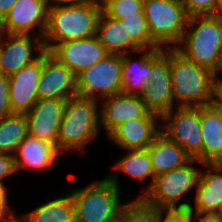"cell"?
<instances>
[{
  "instance_id": "cell-36",
  "label": "cell",
  "mask_w": 222,
  "mask_h": 222,
  "mask_svg": "<svg viewBox=\"0 0 222 222\" xmlns=\"http://www.w3.org/2000/svg\"><path fill=\"white\" fill-rule=\"evenodd\" d=\"M213 104L219 108H222V79L218 75H215L214 78Z\"/></svg>"
},
{
  "instance_id": "cell-44",
  "label": "cell",
  "mask_w": 222,
  "mask_h": 222,
  "mask_svg": "<svg viewBox=\"0 0 222 222\" xmlns=\"http://www.w3.org/2000/svg\"><path fill=\"white\" fill-rule=\"evenodd\" d=\"M220 14H222V0H220Z\"/></svg>"
},
{
  "instance_id": "cell-24",
  "label": "cell",
  "mask_w": 222,
  "mask_h": 222,
  "mask_svg": "<svg viewBox=\"0 0 222 222\" xmlns=\"http://www.w3.org/2000/svg\"><path fill=\"white\" fill-rule=\"evenodd\" d=\"M156 49H141L140 51L122 55V93L138 95L149 83L150 55ZM138 59H132L134 53H139Z\"/></svg>"
},
{
  "instance_id": "cell-38",
  "label": "cell",
  "mask_w": 222,
  "mask_h": 222,
  "mask_svg": "<svg viewBox=\"0 0 222 222\" xmlns=\"http://www.w3.org/2000/svg\"><path fill=\"white\" fill-rule=\"evenodd\" d=\"M16 1L17 0H0V21L5 17Z\"/></svg>"
},
{
  "instance_id": "cell-34",
  "label": "cell",
  "mask_w": 222,
  "mask_h": 222,
  "mask_svg": "<svg viewBox=\"0 0 222 222\" xmlns=\"http://www.w3.org/2000/svg\"><path fill=\"white\" fill-rule=\"evenodd\" d=\"M17 172L15 157L10 153L0 152V180Z\"/></svg>"
},
{
  "instance_id": "cell-23",
  "label": "cell",
  "mask_w": 222,
  "mask_h": 222,
  "mask_svg": "<svg viewBox=\"0 0 222 222\" xmlns=\"http://www.w3.org/2000/svg\"><path fill=\"white\" fill-rule=\"evenodd\" d=\"M148 153L155 176L185 166L192 160L180 145L162 133L150 144Z\"/></svg>"
},
{
  "instance_id": "cell-33",
  "label": "cell",
  "mask_w": 222,
  "mask_h": 222,
  "mask_svg": "<svg viewBox=\"0 0 222 222\" xmlns=\"http://www.w3.org/2000/svg\"><path fill=\"white\" fill-rule=\"evenodd\" d=\"M9 76L0 74V118L12 114L9 97Z\"/></svg>"
},
{
  "instance_id": "cell-41",
  "label": "cell",
  "mask_w": 222,
  "mask_h": 222,
  "mask_svg": "<svg viewBox=\"0 0 222 222\" xmlns=\"http://www.w3.org/2000/svg\"><path fill=\"white\" fill-rule=\"evenodd\" d=\"M2 66H1V32H0V74H2Z\"/></svg>"
},
{
  "instance_id": "cell-17",
  "label": "cell",
  "mask_w": 222,
  "mask_h": 222,
  "mask_svg": "<svg viewBox=\"0 0 222 222\" xmlns=\"http://www.w3.org/2000/svg\"><path fill=\"white\" fill-rule=\"evenodd\" d=\"M191 214L217 217L222 206V163H203ZM195 211V212H194Z\"/></svg>"
},
{
  "instance_id": "cell-20",
  "label": "cell",
  "mask_w": 222,
  "mask_h": 222,
  "mask_svg": "<svg viewBox=\"0 0 222 222\" xmlns=\"http://www.w3.org/2000/svg\"><path fill=\"white\" fill-rule=\"evenodd\" d=\"M59 156L55 145L31 135L23 140L14 154L17 171L49 169Z\"/></svg>"
},
{
  "instance_id": "cell-43",
  "label": "cell",
  "mask_w": 222,
  "mask_h": 222,
  "mask_svg": "<svg viewBox=\"0 0 222 222\" xmlns=\"http://www.w3.org/2000/svg\"><path fill=\"white\" fill-rule=\"evenodd\" d=\"M217 218H218V220H219L220 222H222V206H221V209H220V211H219V213H218Z\"/></svg>"
},
{
  "instance_id": "cell-9",
  "label": "cell",
  "mask_w": 222,
  "mask_h": 222,
  "mask_svg": "<svg viewBox=\"0 0 222 222\" xmlns=\"http://www.w3.org/2000/svg\"><path fill=\"white\" fill-rule=\"evenodd\" d=\"M122 55L108 53L76 75L77 96L99 100L122 93Z\"/></svg>"
},
{
  "instance_id": "cell-16",
  "label": "cell",
  "mask_w": 222,
  "mask_h": 222,
  "mask_svg": "<svg viewBox=\"0 0 222 222\" xmlns=\"http://www.w3.org/2000/svg\"><path fill=\"white\" fill-rule=\"evenodd\" d=\"M66 101L64 99H38L26 113L29 135L57 147L59 126L63 119Z\"/></svg>"
},
{
  "instance_id": "cell-15",
  "label": "cell",
  "mask_w": 222,
  "mask_h": 222,
  "mask_svg": "<svg viewBox=\"0 0 222 222\" xmlns=\"http://www.w3.org/2000/svg\"><path fill=\"white\" fill-rule=\"evenodd\" d=\"M49 53L76 75L108 54L97 35L56 44Z\"/></svg>"
},
{
  "instance_id": "cell-11",
  "label": "cell",
  "mask_w": 222,
  "mask_h": 222,
  "mask_svg": "<svg viewBox=\"0 0 222 222\" xmlns=\"http://www.w3.org/2000/svg\"><path fill=\"white\" fill-rule=\"evenodd\" d=\"M47 0H17L0 21V32L29 34L42 37L45 34L48 18ZM37 28L36 33L33 30ZM33 31V32H32Z\"/></svg>"
},
{
  "instance_id": "cell-26",
  "label": "cell",
  "mask_w": 222,
  "mask_h": 222,
  "mask_svg": "<svg viewBox=\"0 0 222 222\" xmlns=\"http://www.w3.org/2000/svg\"><path fill=\"white\" fill-rule=\"evenodd\" d=\"M126 151L127 153L124 157H121L114 164L113 170L116 172L120 171L141 183L151 179L147 188L143 189L144 192L138 196L141 197L152 186L155 177L148 148L129 149Z\"/></svg>"
},
{
  "instance_id": "cell-40",
  "label": "cell",
  "mask_w": 222,
  "mask_h": 222,
  "mask_svg": "<svg viewBox=\"0 0 222 222\" xmlns=\"http://www.w3.org/2000/svg\"><path fill=\"white\" fill-rule=\"evenodd\" d=\"M191 222H220L217 217L191 215Z\"/></svg>"
},
{
  "instance_id": "cell-39",
  "label": "cell",
  "mask_w": 222,
  "mask_h": 222,
  "mask_svg": "<svg viewBox=\"0 0 222 222\" xmlns=\"http://www.w3.org/2000/svg\"><path fill=\"white\" fill-rule=\"evenodd\" d=\"M4 180H0V201L3 202L10 210L12 209L9 205L8 199V190L7 187L4 186Z\"/></svg>"
},
{
  "instance_id": "cell-5",
  "label": "cell",
  "mask_w": 222,
  "mask_h": 222,
  "mask_svg": "<svg viewBox=\"0 0 222 222\" xmlns=\"http://www.w3.org/2000/svg\"><path fill=\"white\" fill-rule=\"evenodd\" d=\"M99 101L74 96L66 101L63 119L59 126L57 150H83L100 134Z\"/></svg>"
},
{
  "instance_id": "cell-7",
  "label": "cell",
  "mask_w": 222,
  "mask_h": 222,
  "mask_svg": "<svg viewBox=\"0 0 222 222\" xmlns=\"http://www.w3.org/2000/svg\"><path fill=\"white\" fill-rule=\"evenodd\" d=\"M143 14L152 40L160 48L179 44L189 19L182 0H144Z\"/></svg>"
},
{
  "instance_id": "cell-2",
  "label": "cell",
  "mask_w": 222,
  "mask_h": 222,
  "mask_svg": "<svg viewBox=\"0 0 222 222\" xmlns=\"http://www.w3.org/2000/svg\"><path fill=\"white\" fill-rule=\"evenodd\" d=\"M175 49L215 74L222 56V14L189 17L185 33Z\"/></svg>"
},
{
  "instance_id": "cell-31",
  "label": "cell",
  "mask_w": 222,
  "mask_h": 222,
  "mask_svg": "<svg viewBox=\"0 0 222 222\" xmlns=\"http://www.w3.org/2000/svg\"><path fill=\"white\" fill-rule=\"evenodd\" d=\"M182 3L189 17L220 15V0H182Z\"/></svg>"
},
{
  "instance_id": "cell-19",
  "label": "cell",
  "mask_w": 222,
  "mask_h": 222,
  "mask_svg": "<svg viewBox=\"0 0 222 222\" xmlns=\"http://www.w3.org/2000/svg\"><path fill=\"white\" fill-rule=\"evenodd\" d=\"M159 121L161 118L131 119L117 126L108 138L124 150L148 148L161 133Z\"/></svg>"
},
{
  "instance_id": "cell-32",
  "label": "cell",
  "mask_w": 222,
  "mask_h": 222,
  "mask_svg": "<svg viewBox=\"0 0 222 222\" xmlns=\"http://www.w3.org/2000/svg\"><path fill=\"white\" fill-rule=\"evenodd\" d=\"M188 209H159L158 222H191Z\"/></svg>"
},
{
  "instance_id": "cell-6",
  "label": "cell",
  "mask_w": 222,
  "mask_h": 222,
  "mask_svg": "<svg viewBox=\"0 0 222 222\" xmlns=\"http://www.w3.org/2000/svg\"><path fill=\"white\" fill-rule=\"evenodd\" d=\"M195 163L203 165L202 162L192 159L185 166L156 175L152 186L141 198L158 209H189L190 203L178 202L191 189L197 188L202 170H199Z\"/></svg>"
},
{
  "instance_id": "cell-22",
  "label": "cell",
  "mask_w": 222,
  "mask_h": 222,
  "mask_svg": "<svg viewBox=\"0 0 222 222\" xmlns=\"http://www.w3.org/2000/svg\"><path fill=\"white\" fill-rule=\"evenodd\" d=\"M96 35L110 54L123 55L142 49L131 35H128L125 25L120 20L109 17L103 11L99 17Z\"/></svg>"
},
{
  "instance_id": "cell-8",
  "label": "cell",
  "mask_w": 222,
  "mask_h": 222,
  "mask_svg": "<svg viewBox=\"0 0 222 222\" xmlns=\"http://www.w3.org/2000/svg\"><path fill=\"white\" fill-rule=\"evenodd\" d=\"M161 120V133L180 145L192 159L203 163L201 106H176L170 111H166L161 116Z\"/></svg>"
},
{
  "instance_id": "cell-29",
  "label": "cell",
  "mask_w": 222,
  "mask_h": 222,
  "mask_svg": "<svg viewBox=\"0 0 222 222\" xmlns=\"http://www.w3.org/2000/svg\"><path fill=\"white\" fill-rule=\"evenodd\" d=\"M127 29L128 35L142 49H158L160 48L153 40L148 28L147 20L143 13L134 14L131 16L119 19Z\"/></svg>"
},
{
  "instance_id": "cell-27",
  "label": "cell",
  "mask_w": 222,
  "mask_h": 222,
  "mask_svg": "<svg viewBox=\"0 0 222 222\" xmlns=\"http://www.w3.org/2000/svg\"><path fill=\"white\" fill-rule=\"evenodd\" d=\"M28 135L26 114L12 113L0 118V152L14 155Z\"/></svg>"
},
{
  "instance_id": "cell-35",
  "label": "cell",
  "mask_w": 222,
  "mask_h": 222,
  "mask_svg": "<svg viewBox=\"0 0 222 222\" xmlns=\"http://www.w3.org/2000/svg\"><path fill=\"white\" fill-rule=\"evenodd\" d=\"M97 0H47L48 6H70L92 4Z\"/></svg>"
},
{
  "instance_id": "cell-18",
  "label": "cell",
  "mask_w": 222,
  "mask_h": 222,
  "mask_svg": "<svg viewBox=\"0 0 222 222\" xmlns=\"http://www.w3.org/2000/svg\"><path fill=\"white\" fill-rule=\"evenodd\" d=\"M43 67V54L34 63L9 76V97L13 113L26 114L38 101V81Z\"/></svg>"
},
{
  "instance_id": "cell-12",
  "label": "cell",
  "mask_w": 222,
  "mask_h": 222,
  "mask_svg": "<svg viewBox=\"0 0 222 222\" xmlns=\"http://www.w3.org/2000/svg\"><path fill=\"white\" fill-rule=\"evenodd\" d=\"M44 52L42 37L1 32V66L5 75L10 76L34 63Z\"/></svg>"
},
{
  "instance_id": "cell-4",
  "label": "cell",
  "mask_w": 222,
  "mask_h": 222,
  "mask_svg": "<svg viewBox=\"0 0 222 222\" xmlns=\"http://www.w3.org/2000/svg\"><path fill=\"white\" fill-rule=\"evenodd\" d=\"M215 74L171 48V81L174 108L213 104ZM177 104V105H176Z\"/></svg>"
},
{
  "instance_id": "cell-28",
  "label": "cell",
  "mask_w": 222,
  "mask_h": 222,
  "mask_svg": "<svg viewBox=\"0 0 222 222\" xmlns=\"http://www.w3.org/2000/svg\"><path fill=\"white\" fill-rule=\"evenodd\" d=\"M159 209L141 197L124 203L116 222H158Z\"/></svg>"
},
{
  "instance_id": "cell-10",
  "label": "cell",
  "mask_w": 222,
  "mask_h": 222,
  "mask_svg": "<svg viewBox=\"0 0 222 222\" xmlns=\"http://www.w3.org/2000/svg\"><path fill=\"white\" fill-rule=\"evenodd\" d=\"M149 83L139 94L153 113L162 116L174 108L171 81V48H158L150 55Z\"/></svg>"
},
{
  "instance_id": "cell-21",
  "label": "cell",
  "mask_w": 222,
  "mask_h": 222,
  "mask_svg": "<svg viewBox=\"0 0 222 222\" xmlns=\"http://www.w3.org/2000/svg\"><path fill=\"white\" fill-rule=\"evenodd\" d=\"M203 163H222V108L201 106Z\"/></svg>"
},
{
  "instance_id": "cell-42",
  "label": "cell",
  "mask_w": 222,
  "mask_h": 222,
  "mask_svg": "<svg viewBox=\"0 0 222 222\" xmlns=\"http://www.w3.org/2000/svg\"><path fill=\"white\" fill-rule=\"evenodd\" d=\"M220 71H222V56H221V61H220L219 68H218L217 72L215 73V75H218V74L220 75V73H218Z\"/></svg>"
},
{
  "instance_id": "cell-14",
  "label": "cell",
  "mask_w": 222,
  "mask_h": 222,
  "mask_svg": "<svg viewBox=\"0 0 222 222\" xmlns=\"http://www.w3.org/2000/svg\"><path fill=\"white\" fill-rule=\"evenodd\" d=\"M37 91L38 99L67 100L77 96L76 74L46 51Z\"/></svg>"
},
{
  "instance_id": "cell-37",
  "label": "cell",
  "mask_w": 222,
  "mask_h": 222,
  "mask_svg": "<svg viewBox=\"0 0 222 222\" xmlns=\"http://www.w3.org/2000/svg\"><path fill=\"white\" fill-rule=\"evenodd\" d=\"M17 216L0 201V222H16Z\"/></svg>"
},
{
  "instance_id": "cell-13",
  "label": "cell",
  "mask_w": 222,
  "mask_h": 222,
  "mask_svg": "<svg viewBox=\"0 0 222 222\" xmlns=\"http://www.w3.org/2000/svg\"><path fill=\"white\" fill-rule=\"evenodd\" d=\"M104 101V102H103ZM99 106L100 129L107 136L126 121L141 118H161L151 112L138 95L116 94L102 99Z\"/></svg>"
},
{
  "instance_id": "cell-3",
  "label": "cell",
  "mask_w": 222,
  "mask_h": 222,
  "mask_svg": "<svg viewBox=\"0 0 222 222\" xmlns=\"http://www.w3.org/2000/svg\"><path fill=\"white\" fill-rule=\"evenodd\" d=\"M116 172L83 188L68 189L73 198L75 222H116L122 206Z\"/></svg>"
},
{
  "instance_id": "cell-1",
  "label": "cell",
  "mask_w": 222,
  "mask_h": 222,
  "mask_svg": "<svg viewBox=\"0 0 222 222\" xmlns=\"http://www.w3.org/2000/svg\"><path fill=\"white\" fill-rule=\"evenodd\" d=\"M101 12L100 0L85 5L49 7L43 36L45 51L49 52L59 43L96 35Z\"/></svg>"
},
{
  "instance_id": "cell-30",
  "label": "cell",
  "mask_w": 222,
  "mask_h": 222,
  "mask_svg": "<svg viewBox=\"0 0 222 222\" xmlns=\"http://www.w3.org/2000/svg\"><path fill=\"white\" fill-rule=\"evenodd\" d=\"M102 11L111 18L122 19L143 13L144 0H100Z\"/></svg>"
},
{
  "instance_id": "cell-25",
  "label": "cell",
  "mask_w": 222,
  "mask_h": 222,
  "mask_svg": "<svg viewBox=\"0 0 222 222\" xmlns=\"http://www.w3.org/2000/svg\"><path fill=\"white\" fill-rule=\"evenodd\" d=\"M71 192L43 203L32 211L18 215L19 222H75Z\"/></svg>"
}]
</instances>
